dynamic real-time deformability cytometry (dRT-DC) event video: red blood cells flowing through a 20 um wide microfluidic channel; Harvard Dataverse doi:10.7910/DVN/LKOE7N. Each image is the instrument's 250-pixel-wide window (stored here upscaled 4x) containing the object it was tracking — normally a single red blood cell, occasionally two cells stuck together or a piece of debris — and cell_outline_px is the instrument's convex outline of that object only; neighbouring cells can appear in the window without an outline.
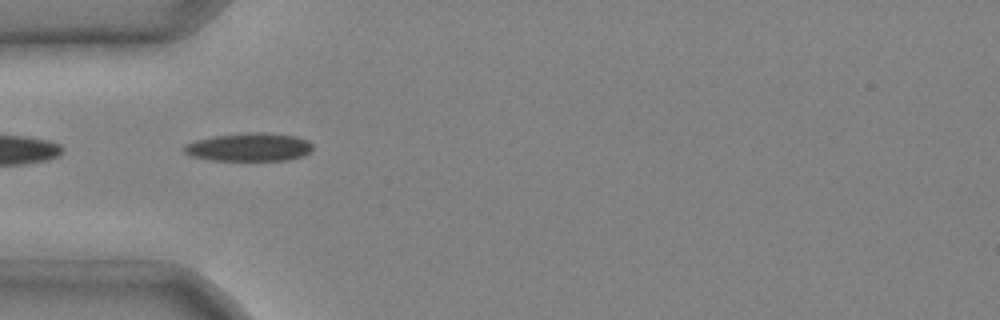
{"species": "common noctule bat (a hibernating species)", "species_latin": "Nyctalus noctula", "temperature_condition": "cold", "stored_images_in_passage": 5, "camera_frame_rate_fps": 3000, "um_per_image_px": 0.085, "animal": {"sex": "male", "body_mass_g": 20.4}, "frame": {"image": 1, "passage_image": 2, "time_ms": 0.333, "image_size_px": [1000, 320], "cell_outline_px": [[312, 152], [304, 156], [288, 160], [208, 160], [192, 156], [184, 152], [180, 148], [184, 144], [196, 140], [216, 136], [248, 132], [264, 132], [296, 136], [308, 140], [312, 144]], "centroid_in_image_um": [21.19, 12.51], "position_along_channel_um": 63.8, "area_um2": 21.39}}
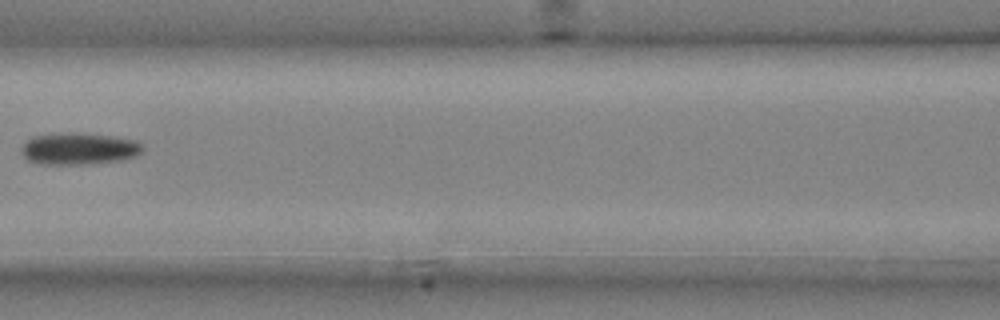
{"frame": {"image": 2, "passage_image": 4, "time_ms": 1.0, "image_size_px": [1000, 320], "cell_outline_px": [[144, 148], [136, 156], [124, 160], [84, 164], [44, 164], [28, 160], [24, 156], [24, 144], [28, 140], [36, 136], [60, 132], [80, 132], [112, 136], [136, 140], [144, 144]], "centroid_in_image_um": [6.79, 12.62], "position_along_channel_um": 159.8, "area_um2": 22.48}}
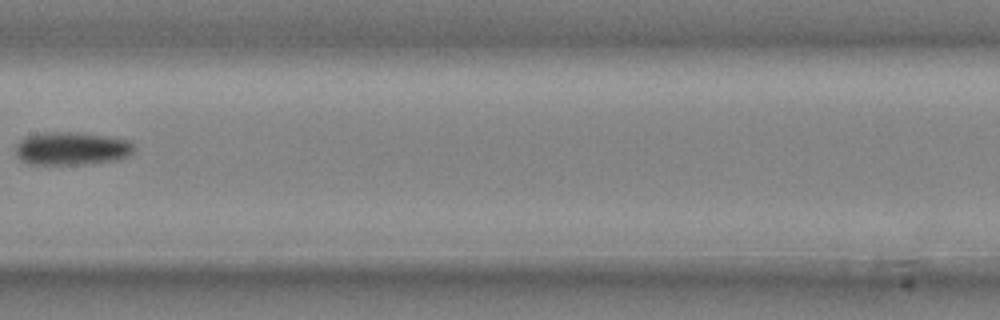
{"frame": {"image": 3, "passage_image": 5, "time_ms": 1.333, "image_size_px": [1000, 320], "cell_outline_px": [[132, 152], [128, 156], [116, 160], [80, 164], [28, 164], [20, 160], [16, 156], [16, 144], [24, 136], [40, 132], [68, 132], [104, 136], [128, 140], [132, 144]], "centroid_in_image_um": [6.0, 12.62], "position_along_channel_um": 201.4, "area_um2": 22.66}}